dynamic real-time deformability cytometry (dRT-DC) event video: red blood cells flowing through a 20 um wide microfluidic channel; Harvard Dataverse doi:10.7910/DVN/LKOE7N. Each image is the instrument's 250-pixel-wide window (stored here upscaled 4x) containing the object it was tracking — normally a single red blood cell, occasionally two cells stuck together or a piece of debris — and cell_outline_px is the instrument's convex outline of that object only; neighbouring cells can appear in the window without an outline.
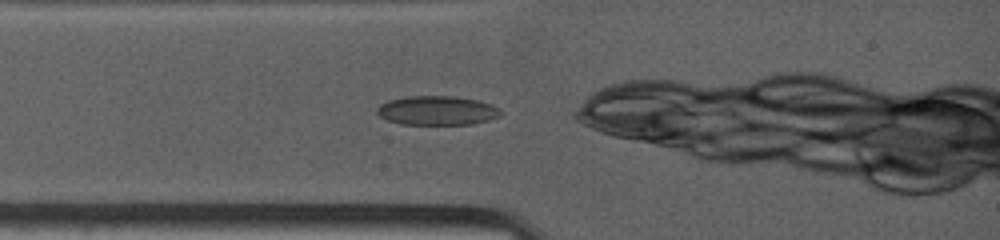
{"species": "common noctule bat (a hibernating species)", "species_latin": "Nyctalus noctula", "temperature_condition": "warm", "stored_images_in_passage": 11, "camera_frame_rate_fps": 4500, "um_per_image_px": 0.085, "animal": {"sex": "female", "body_mass_g": 19.0, "forearm_length_mm": 53.3}, "frame": {"image": 1, "passage_image": 1, "time_ms": 0.0, "image_size_px": [1000, 240], "cell_outline_px": [[500, 116], [488, 120], [472, 124], [400, 124], [388, 120], [380, 116], [376, 112], [376, 108], [380, 104], [388, 100], [408, 96], [452, 96], [476, 100], [500, 108]], "centroid_in_image_um": [37.11, 9.39], "position_along_channel_um": 47.9, "area_um2": 20.87}}
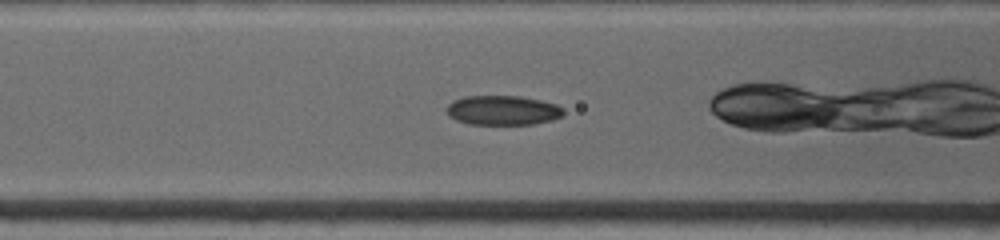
{"frame": {"image": 2, "passage_image": 4, "time_ms": 2.0, "image_size_px": [1000, 240], "cell_outline_px": [[564, 116], [552, 120], [532, 124], [468, 124], [456, 120], [448, 116], [448, 104], [452, 100], [464, 96], [520, 96], [540, 100], [556, 104], [564, 108]], "centroid_in_image_um": [42.75, 9.37], "position_along_channel_um": 123.9, "area_um2": 20.23}}